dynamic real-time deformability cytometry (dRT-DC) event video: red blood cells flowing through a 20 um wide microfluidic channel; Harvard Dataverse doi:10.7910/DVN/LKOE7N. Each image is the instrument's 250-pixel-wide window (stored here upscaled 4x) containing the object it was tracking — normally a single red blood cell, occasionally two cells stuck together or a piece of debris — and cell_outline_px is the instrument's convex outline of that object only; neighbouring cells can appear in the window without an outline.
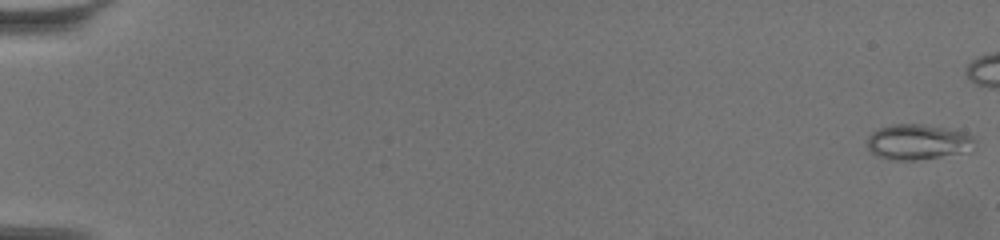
{"species": "common noctule bat (a hibernating species)", "species_latin": "Nyctalus noctula", "temperature_condition": "warm", "stored_images_in_passage": 56, "camera_frame_rate_fps": 3000, "um_per_image_px": 0.085, "animal": {"sex": "female", "body_mass_g": 19.5, "forearm_length_mm": 54.1}, "frame": {"image": 1, "passage_image": 1, "time_ms": 0.0, "image_size_px": [1000, 240], "cell_outline_px": [[976, 152], [916, 160], [892, 160], [876, 156], [868, 148], [868, 136], [872, 132], [880, 128], [892, 124], [924, 124], [952, 128], [968, 132], [976, 136]], "centroid_in_image_um": [78.18, 12.07], "position_along_channel_um": 6.8, "area_um2": 23.18}}
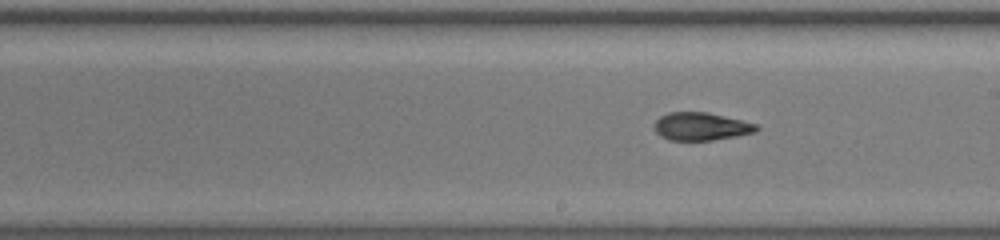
{"frame": {"image": 2, "passage_image": 38, "time_ms": 12.333, "image_size_px": [1000, 240], "cell_outline_px": [[760, 128], [756, 132], [736, 136], [712, 140], [668, 140], [660, 136], [652, 128], [652, 124], [660, 116], [668, 112], [708, 112], [756, 124]], "centroid_in_image_um": [59.54, 10.75], "position_along_channel_um": 229.5, "area_um2": 16.7}}
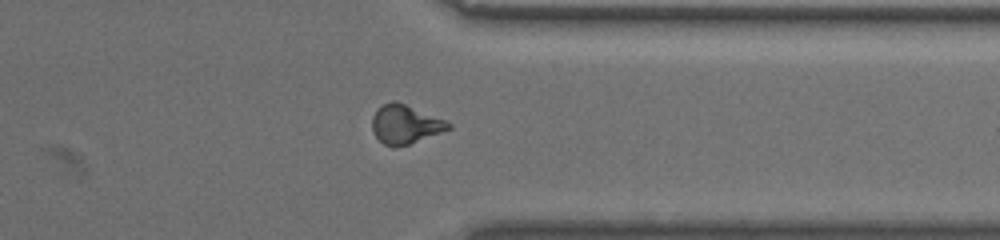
{"frame": {"image": 3, "passage_image": 51, "time_ms": 16.667, "image_size_px": [1000, 240], "cell_outline_px": [[452, 128], [408, 144], [392, 148], [384, 144], [372, 132], [372, 116], [376, 108], [392, 100], [404, 104], [444, 120], [452, 124]], "centroid_in_image_um": [34.39, 10.57], "position_along_channel_um": 377.0, "area_um2": 16.99}}